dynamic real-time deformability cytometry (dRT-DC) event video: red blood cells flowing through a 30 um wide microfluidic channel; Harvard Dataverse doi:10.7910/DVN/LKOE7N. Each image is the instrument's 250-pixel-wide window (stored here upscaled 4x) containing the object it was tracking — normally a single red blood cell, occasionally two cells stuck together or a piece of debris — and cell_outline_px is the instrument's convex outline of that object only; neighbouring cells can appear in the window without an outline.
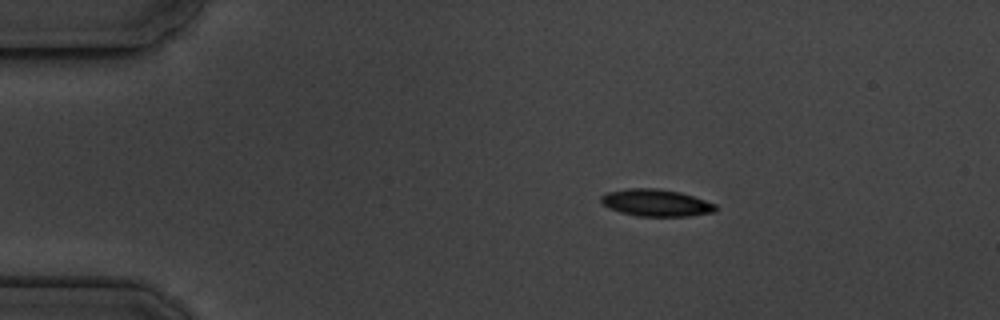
{"species": "common noctule bat (a hibernating species)", "species_latin": "Nyctalus noctula", "temperature_condition": "cold", "stored_images_in_passage": 4, "camera_frame_rate_fps": 3000, "um_per_image_px": 0.085, "animal": {"sex": "male", "body_mass_g": 19.5, "forearm_length_mm": 54.6}, "frame": {"image": 1, "passage_image": 3, "time_ms": 2.333, "image_size_px": [1000, 320], "cell_outline_px": [[716, 212], [688, 216], [636, 216], [620, 212], [604, 204], [600, 200], [600, 196], [608, 192], [628, 188], [656, 188], [680, 192], [716, 204]], "centroid_in_image_um": [55.78, 17.24], "position_along_channel_um": 29.2, "area_um2": 17.92}}